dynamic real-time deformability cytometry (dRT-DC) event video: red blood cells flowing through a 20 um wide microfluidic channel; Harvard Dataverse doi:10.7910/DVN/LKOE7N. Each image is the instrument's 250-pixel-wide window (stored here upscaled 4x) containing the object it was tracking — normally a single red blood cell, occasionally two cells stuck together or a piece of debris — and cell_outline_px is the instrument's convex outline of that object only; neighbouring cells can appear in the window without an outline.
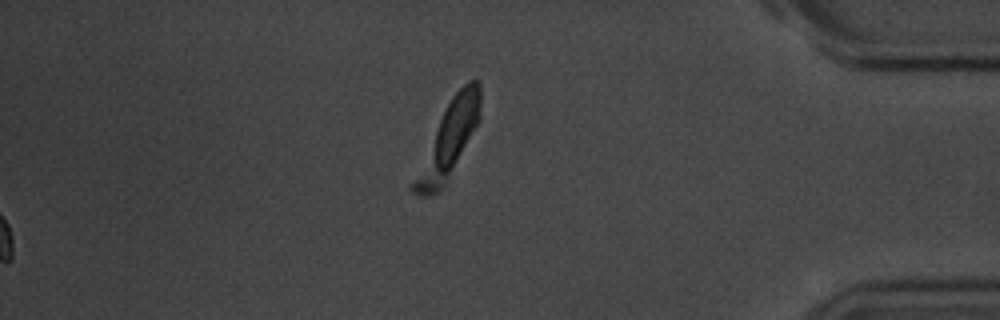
{"species": "common noctule bat (a hibernating species)", "species_latin": "Nyctalus noctula", "temperature_condition": "room temperature", "stored_images_in_passage": 57, "segment_of_instrument_passage": [2, 2], "camera_frame_rate_fps": 3000, "um_per_image_px": 0.085, "animal": {"sex": "male", "body_mass_g": 20.1, "forearm_length_mm": 53.5}, "frame": {"image": 1, "passage_image": 57, "time_ms": 18.667, "image_size_px": [1000, 320], "cell_outline_px": [[480, 120], [444, 184], [432, 196], [420, 196], [412, 192], [408, 188], [408, 184], [452, 96], [468, 80], [480, 80]], "centroid_in_image_um": [38.08, 11.94], "position_along_channel_um": 397.1, "area_um2": 28.09}}